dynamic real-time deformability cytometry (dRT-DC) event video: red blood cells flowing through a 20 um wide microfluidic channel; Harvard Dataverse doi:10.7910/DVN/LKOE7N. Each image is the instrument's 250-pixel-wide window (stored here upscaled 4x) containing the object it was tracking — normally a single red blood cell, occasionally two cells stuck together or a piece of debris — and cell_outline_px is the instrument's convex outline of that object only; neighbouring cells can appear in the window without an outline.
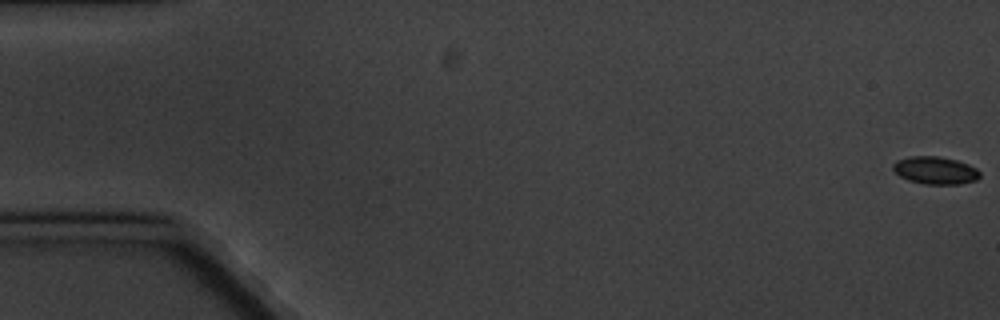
{"species": "common noctule bat (a hibernating species)", "species_latin": "Nyctalus noctula", "temperature_condition": "cold", "stored_images_in_passage": 6, "camera_frame_rate_fps": 3000, "um_per_image_px": 0.085, "animal": {"sex": "male", "body_mass_g": 20.1, "forearm_length_mm": 53.5}, "frame": {"image": 1, "passage_image": 1, "time_ms": 0.0, "image_size_px": [1000, 320], "cell_outline_px": [[980, 176], [976, 180], [960, 184], [924, 184], [908, 180], [900, 176], [892, 168], [892, 164], [896, 160], [908, 156], [940, 156], [956, 160], [968, 164], [976, 168], [980, 172]], "centroid_in_image_um": [79.48, 14.47], "position_along_channel_um": 5.5, "area_um2": 14.05}}
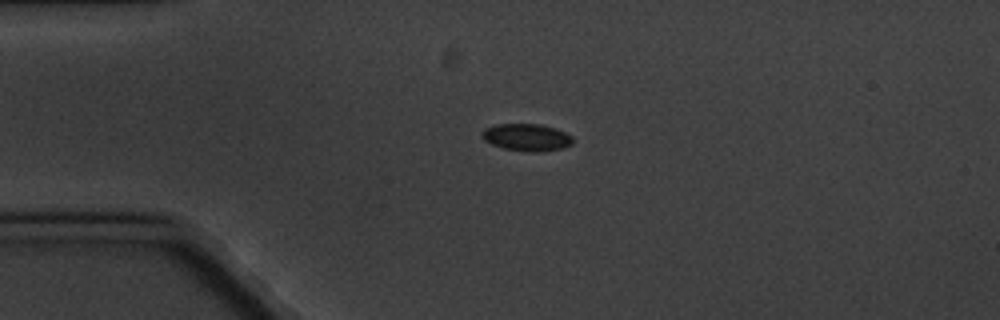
{"frame": {"image": 2, "passage_image": 5, "time_ms": 4.667, "image_size_px": [1000, 320], "cell_outline_px": [[572, 144], [564, 148], [540, 152], [532, 152], [504, 148], [492, 144], [484, 140], [480, 136], [480, 132], [484, 128], [496, 124], [540, 124], [556, 128], [572, 136]], "centroid_in_image_um": [44.75, 11.67], "position_along_channel_um": 40.2, "area_um2": 14.51}}